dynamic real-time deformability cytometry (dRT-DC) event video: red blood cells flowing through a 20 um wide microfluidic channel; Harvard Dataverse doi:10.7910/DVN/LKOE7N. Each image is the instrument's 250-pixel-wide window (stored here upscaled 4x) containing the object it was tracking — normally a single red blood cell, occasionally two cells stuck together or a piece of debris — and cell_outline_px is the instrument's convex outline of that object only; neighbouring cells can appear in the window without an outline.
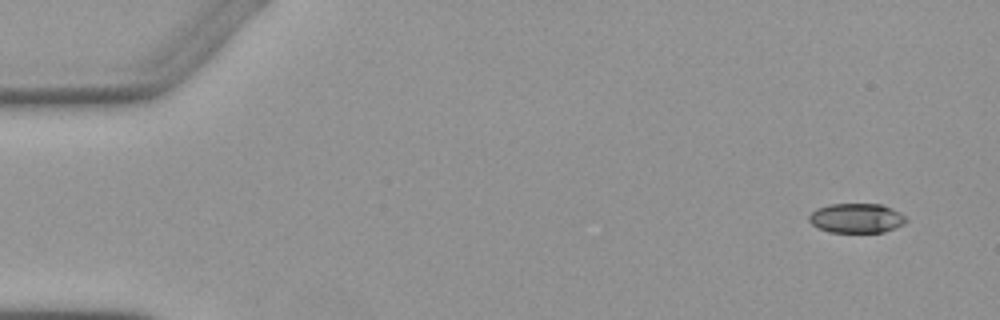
{"species": "Egyptian fruit bat (a non-hibernating species)", "species_latin": "Rousettus aegyptiacus", "temperature_condition": "warm", "stored_images_in_passage": 6, "camera_frame_rate_fps": 3000, "um_per_image_px": 0.085, "animal": {"sex": "female"}, "frame": {"image": 1, "passage_image": 1, "time_ms": 0.0, "image_size_px": [1000, 320], "cell_outline_px": [[908, 220], [904, 224], [896, 228], [884, 232], [828, 232], [812, 224], [808, 220], [808, 216], [816, 208], [828, 204], [880, 204], [892, 208], [900, 212]], "centroid_in_image_um": [72.81, 18.54], "position_along_channel_um": 12.2, "area_um2": 16.82}}